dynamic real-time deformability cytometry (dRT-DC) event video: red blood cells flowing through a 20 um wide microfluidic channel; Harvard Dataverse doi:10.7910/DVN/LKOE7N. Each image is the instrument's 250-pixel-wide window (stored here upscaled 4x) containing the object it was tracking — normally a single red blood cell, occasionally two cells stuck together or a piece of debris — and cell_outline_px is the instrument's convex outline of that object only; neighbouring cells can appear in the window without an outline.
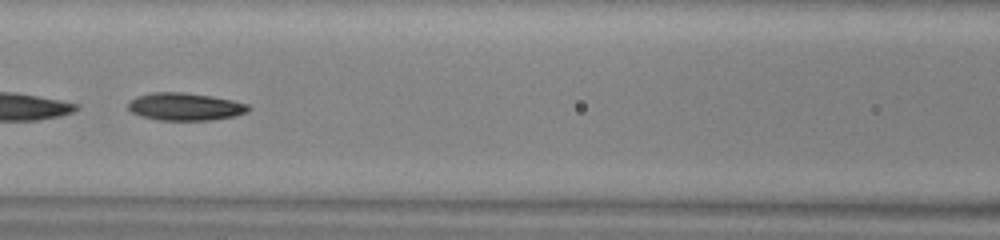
{"species": "common noctule bat (a hibernating species)", "species_latin": "Nyctalus noctula", "temperature_condition": "warm", "stored_images_in_passage": 37, "camera_frame_rate_fps": 3000, "um_per_image_px": 0.085, "animal": {"sex": "male", "body_mass_g": 13.0, "forearm_length_mm": 53.1}, "frame": {"image": 1, "passage_image": 11, "time_ms": 3.333, "image_size_px": [1000, 240], "cell_outline_px": [[252, 108], [248, 112], [236, 116], [212, 120], [160, 120], [140, 116], [132, 112], [128, 108], [128, 104], [136, 96], [152, 92], [184, 92], [212, 96], [232, 100], [248, 104]], "centroid_in_image_um": [15.77, 9.06], "position_along_channel_um": 150.8, "area_um2": 19.48}, "authors_computed_cell_mechanics": {"area_um2": 18.9006, "velocity_mm_per_s": 4.0138, "shape_relaxation_time_tau1_ms": 3.2867, "shape_relaxation_time_tau2_ms": null, "deformation_change_tau1": 0.1448, "deformation_change_tau2": null}}